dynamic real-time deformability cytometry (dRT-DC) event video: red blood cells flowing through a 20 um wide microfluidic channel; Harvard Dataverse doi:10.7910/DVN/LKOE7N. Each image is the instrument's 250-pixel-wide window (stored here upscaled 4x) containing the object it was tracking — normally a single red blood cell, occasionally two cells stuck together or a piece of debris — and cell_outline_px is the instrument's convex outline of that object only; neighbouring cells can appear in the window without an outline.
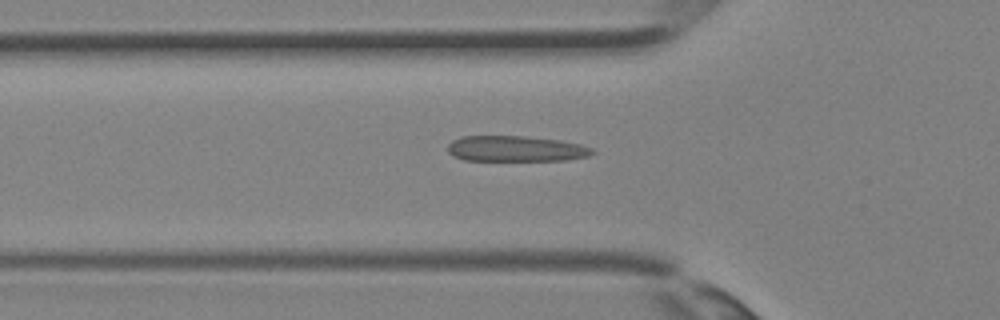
{"species": "Egyptian fruit bat (a non-hibernating species)", "species_latin": "Rousettus aegyptiacus", "temperature_condition": "room temperature", "stored_images_in_passage": 26, "camera_frame_rate_fps": 3000, "um_per_image_px": 0.085, "animal": {"sex": "female"}, "frame": {"image": 1, "passage_image": 4, "time_ms": 1.0, "image_size_px": [1000, 320], "cell_outline_px": [[596, 152], [588, 156], [568, 160], [464, 160], [452, 156], [448, 152], [448, 144], [452, 140], [460, 136], [524, 136], [560, 140], [580, 144], [592, 148]], "centroid_in_image_um": [43.83, 12.64], "position_along_channel_um": 82.0, "area_um2": 21.73}}
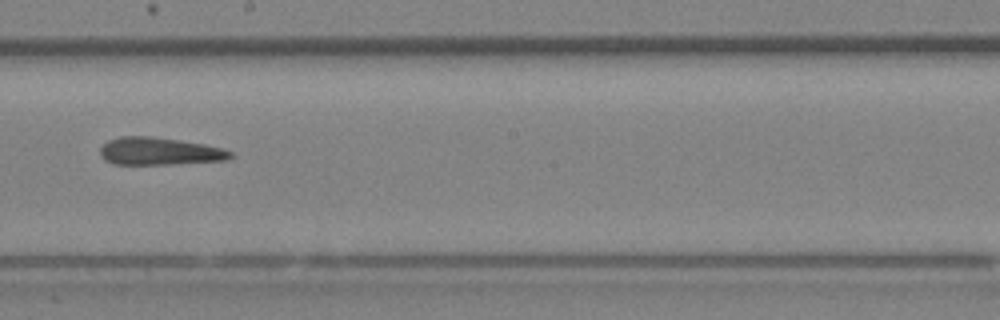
{"frame": {"image": 2, "passage_image": 12, "time_ms": 3.667, "image_size_px": [1000, 320], "cell_outline_px": [[232, 156], [228, 160], [172, 164], [112, 164], [104, 160], [100, 156], [100, 148], [108, 140], [120, 136], [148, 136], [204, 144], [220, 148], [232, 152]], "centroid_in_image_um": [13.5, 12.87], "position_along_channel_um": 234.7, "area_um2": 20.81}}
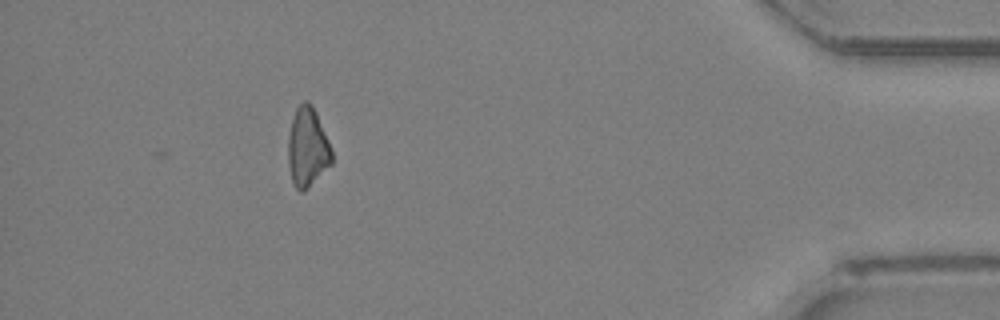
{"frame": {"image": 3, "passage_image": 24, "time_ms": 7.667, "image_size_px": [1000, 320], "cell_outline_px": [[332, 164], [304, 192], [300, 192], [296, 188], [292, 180], [288, 164], [288, 136], [292, 120], [296, 108], [304, 100], [308, 100], [312, 104], [316, 112], [332, 148]], "centroid_in_image_um": [26.14, 12.53], "position_along_channel_um": 409.1, "area_um2": 20.35}}